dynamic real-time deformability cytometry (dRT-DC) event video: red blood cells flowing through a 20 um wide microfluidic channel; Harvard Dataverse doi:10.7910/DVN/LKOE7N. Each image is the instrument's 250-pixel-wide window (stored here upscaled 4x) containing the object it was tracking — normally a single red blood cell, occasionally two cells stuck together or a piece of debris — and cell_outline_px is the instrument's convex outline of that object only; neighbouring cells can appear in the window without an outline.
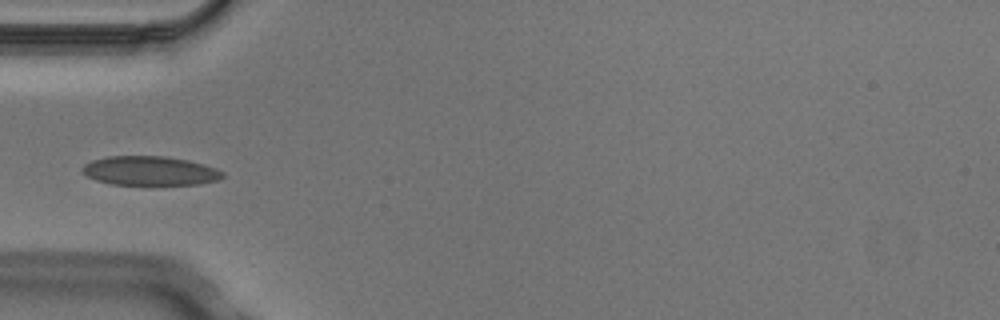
{"species": "Egyptian fruit bat (a non-hibernating species)", "species_latin": "Rousettus aegyptiacus", "temperature_condition": "cold", "stored_images_in_passage": 3, "camera_frame_rate_fps": 3000, "um_per_image_px": 0.085, "animal": {"sex": "male"}, "frame": {"image": 1, "passage_image": 1, "time_ms": 0.0, "image_size_px": [1000, 320], "cell_outline_px": [[224, 176], [216, 180], [200, 184], [112, 184], [96, 180], [88, 176], [80, 168], [84, 164], [92, 160], [108, 156], [164, 156], [188, 160], [204, 164], [216, 168], [224, 172]], "centroid_in_image_um": [12.75, 14.51], "position_along_channel_um": 72.3, "area_um2": 23.7}}
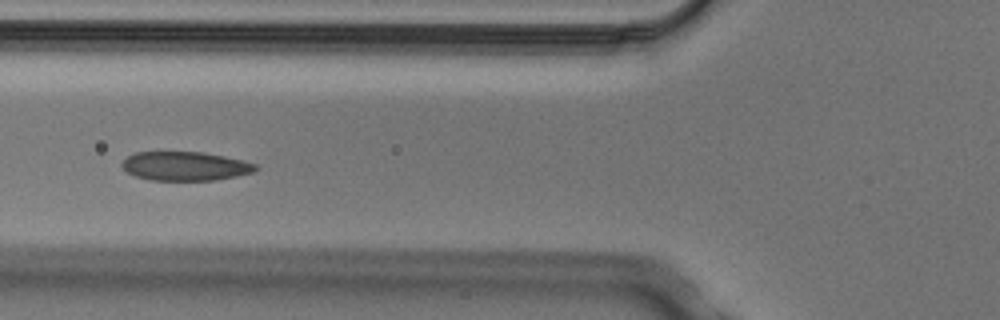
{"frame": {"image": 2, "passage_image": 2, "time_ms": 0.333, "image_size_px": [1000, 320], "cell_outline_px": [[256, 172], [216, 180], [148, 180], [136, 176], [128, 172], [120, 164], [128, 156], [136, 152], [200, 152], [224, 156], [244, 160], [256, 164]], "centroid_in_image_um": [15.76, 14.12], "position_along_channel_um": 110.0, "area_um2": 22.48}}
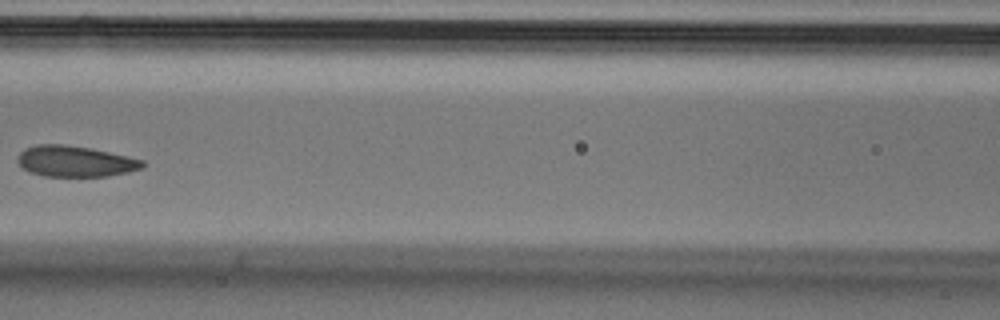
{"frame": {"image": 3, "passage_image": 3, "time_ms": 0.667, "image_size_px": [1000, 320], "cell_outline_px": [[148, 164], [144, 168], [128, 172], [108, 176], [44, 176], [28, 172], [16, 160], [20, 152], [24, 148], [36, 144], [64, 144], [92, 148], [128, 156], [144, 160]], "centroid_in_image_um": [6.42, 13.7], "position_along_channel_um": 160.2, "area_um2": 22.83}}